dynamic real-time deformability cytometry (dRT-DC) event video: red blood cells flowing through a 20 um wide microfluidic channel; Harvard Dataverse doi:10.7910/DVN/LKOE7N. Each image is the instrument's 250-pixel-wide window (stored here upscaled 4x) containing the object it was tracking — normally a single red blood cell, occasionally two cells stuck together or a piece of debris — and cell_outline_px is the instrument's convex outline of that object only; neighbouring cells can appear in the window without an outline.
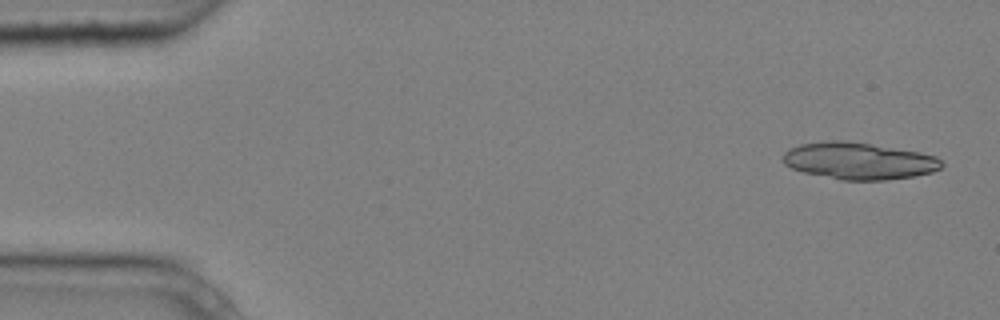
{"species": "common noctule bat (a hibernating species)", "species_latin": "Nyctalus noctula", "temperature_condition": "cold", "stored_images_in_passage": 6, "camera_frame_rate_fps": 3000, "um_per_image_px": 0.085, "animal": {"sex": "male", "body_mass_g": 20.4}, "frame": {"image": 1, "passage_image": 1, "time_ms": 0.0, "image_size_px": [1000, 320], "cell_outline_px": [[944, 164], [940, 168], [932, 172], [916, 176], [888, 180], [840, 180], [804, 172], [792, 168], [784, 164], [784, 152], [800, 144], [824, 140], [844, 140], [872, 144], [920, 152], [936, 156]], "centroid_in_image_um": [73.02, 13.67], "position_along_channel_um": 12.0, "area_um2": 34.22}}
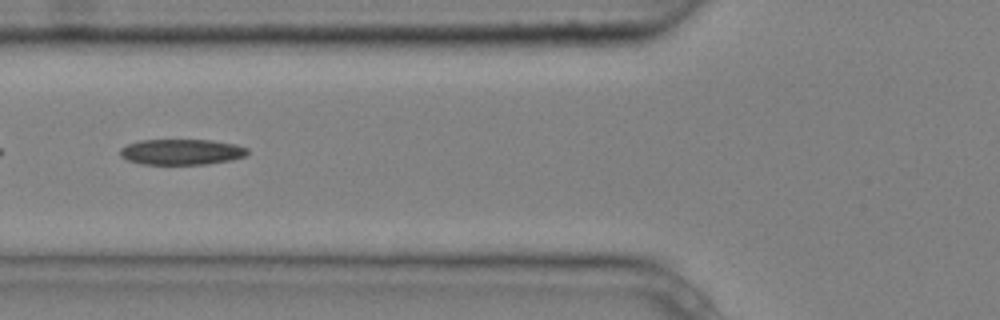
{"frame": {"image": 2, "passage_image": 6, "time_ms": 1.667, "image_size_px": [1000, 320], "cell_outline_px": [[248, 152], [244, 156], [232, 160], [208, 164], [140, 164], [128, 160], [120, 156], [120, 148], [128, 144], [140, 140], [208, 140], [236, 144], [248, 148]], "centroid_in_image_um": [15.43, 12.91], "position_along_channel_um": 110.4, "area_um2": 19.07}}